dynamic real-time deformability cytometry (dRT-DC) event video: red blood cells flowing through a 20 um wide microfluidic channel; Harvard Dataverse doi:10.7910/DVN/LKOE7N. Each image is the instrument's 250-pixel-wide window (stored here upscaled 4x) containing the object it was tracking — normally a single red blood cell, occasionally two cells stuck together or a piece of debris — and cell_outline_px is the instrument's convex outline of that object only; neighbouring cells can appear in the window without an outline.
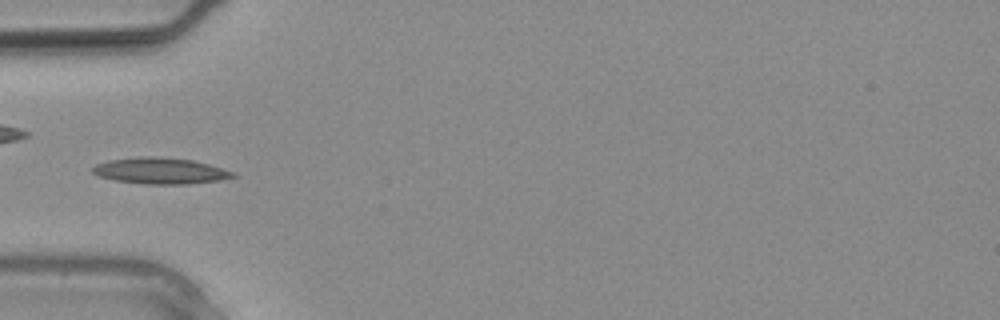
{"species": "common noctule bat (a hibernating species)", "species_latin": "Nyctalus noctula", "temperature_condition": "warm", "stored_images_in_passage": 11, "camera_frame_rate_fps": 3000, "um_per_image_px": 0.085, "animal": {"sex": "male", "body_mass_g": 20.4}, "frame": {"image": 1, "passage_image": 10, "time_ms": 3.0, "image_size_px": [1000, 320], "cell_outline_px": [[240, 176], [220, 180], [188, 184], [148, 184], [116, 180], [100, 176], [92, 172], [92, 168], [96, 164], [108, 160], [140, 156], [160, 156], [192, 160], [208, 164], [236, 172]], "centroid_in_image_um": [13.68, 14.51], "position_along_channel_um": 71.3, "area_um2": 21.5}}